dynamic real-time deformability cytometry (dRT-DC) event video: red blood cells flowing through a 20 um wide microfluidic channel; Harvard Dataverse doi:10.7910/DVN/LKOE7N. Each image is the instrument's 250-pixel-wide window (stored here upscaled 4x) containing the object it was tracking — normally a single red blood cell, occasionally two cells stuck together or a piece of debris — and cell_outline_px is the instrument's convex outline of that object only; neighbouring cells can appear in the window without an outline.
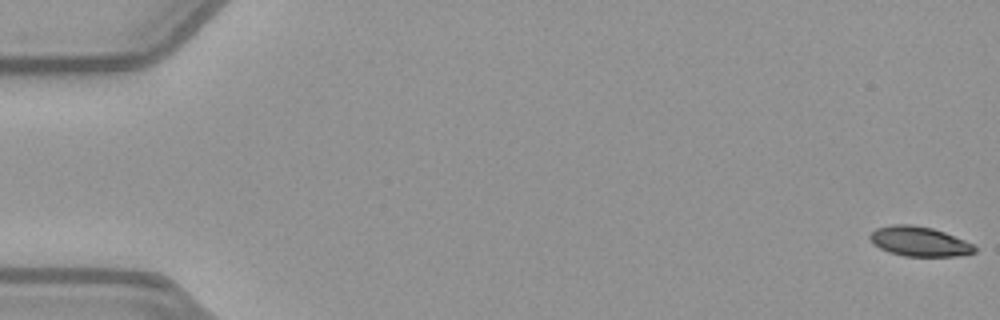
{"species": "common noctule bat (a hibernating species)", "species_latin": "Nyctalus noctula", "temperature_condition": "warm", "stored_images_in_passage": 17, "camera_frame_rate_fps": 3000, "um_per_image_px": 0.085, "animal": {"sex": "female", "body_mass_g": 21.9}, "frame": {"image": 1, "passage_image": 1, "time_ms": 0.0, "image_size_px": [1000, 320], "cell_outline_px": [[976, 252], [956, 256], [904, 256], [888, 252], [872, 244], [868, 236], [876, 228], [892, 224], [912, 224], [932, 228], [944, 232], [964, 240], [972, 244], [976, 248]], "centroid_in_image_um": [78.1, 20.52], "position_along_channel_um": 6.9, "area_um2": 18.15}}